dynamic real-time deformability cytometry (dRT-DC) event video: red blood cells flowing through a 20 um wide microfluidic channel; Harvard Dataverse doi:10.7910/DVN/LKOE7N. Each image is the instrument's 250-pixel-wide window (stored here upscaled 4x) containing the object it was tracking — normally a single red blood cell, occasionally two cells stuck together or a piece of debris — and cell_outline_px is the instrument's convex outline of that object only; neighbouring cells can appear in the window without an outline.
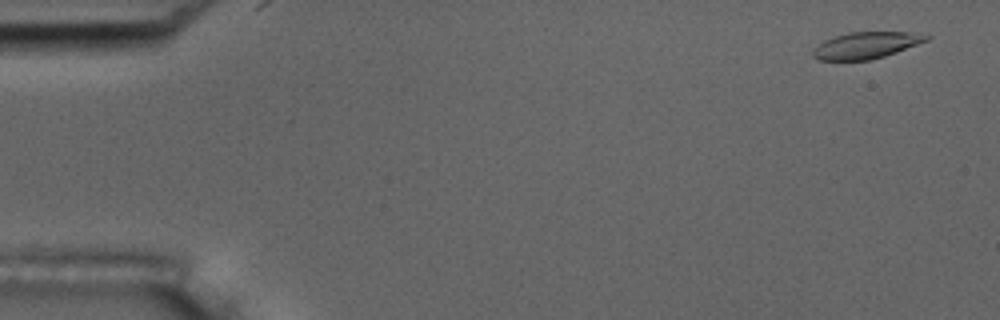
{"species": "common noctule bat (a hibernating species)", "species_latin": "Nyctalus noctula", "temperature_condition": "room temperature", "stored_images_in_passage": 16, "camera_frame_rate_fps": 3000, "um_per_image_px": 0.085, "animal": {"sex": "male", "body_mass_g": 17.5, "forearm_length_mm": 52.3}, "frame": {"image": 1, "passage_image": 3, "time_ms": 0.667, "image_size_px": [1000, 320], "cell_outline_px": [[932, 36], [928, 40], [896, 52], [884, 56], [868, 60], [816, 60], [812, 56], [812, 48], [824, 40], [848, 32], [908, 32]], "centroid_in_image_um": [73.56, 3.85], "position_along_channel_um": 11.4, "area_um2": 17.51}}
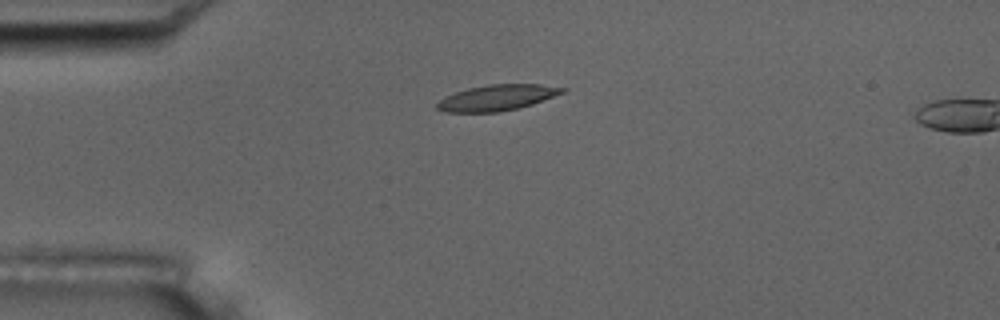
{"frame": {"image": 2, "passage_image": 14, "time_ms": 4.333, "image_size_px": [1000, 320], "cell_outline_px": [[568, 88], [564, 92], [532, 104], [500, 112], [444, 112], [436, 108], [436, 104], [444, 96], [468, 88], [488, 84], [540, 84]], "centroid_in_image_um": [42.22, 8.3], "position_along_channel_um": 42.8, "area_um2": 18.79}}